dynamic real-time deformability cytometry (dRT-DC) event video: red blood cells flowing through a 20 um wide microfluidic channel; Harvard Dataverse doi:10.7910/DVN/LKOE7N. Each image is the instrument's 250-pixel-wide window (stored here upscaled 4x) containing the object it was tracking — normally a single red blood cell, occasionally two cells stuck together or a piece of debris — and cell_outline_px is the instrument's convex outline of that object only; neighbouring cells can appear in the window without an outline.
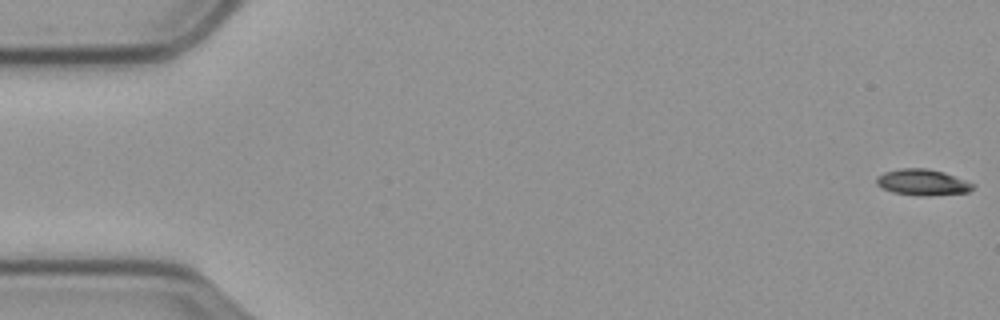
{"species": "common noctule bat (a hibernating species)", "species_latin": "Nyctalus noctula", "temperature_condition": "cold", "stored_images_in_passage": 7, "camera_frame_rate_fps": 3000, "um_per_image_px": 0.085, "animal": {"sex": "male", "body_mass_g": 23.1, "forearm_length_mm": 52.7}, "frame": {"image": 1, "passage_image": 1, "time_ms": 0.0, "image_size_px": [1000, 320], "cell_outline_px": [[976, 184], [968, 192], [928, 196], [924, 196], [892, 192], [880, 188], [876, 184], [876, 176], [884, 172], [900, 168], [928, 168], [944, 172]], "centroid_in_image_um": [78.38, 15.49], "position_along_channel_um": 6.6, "area_um2": 14.8}}